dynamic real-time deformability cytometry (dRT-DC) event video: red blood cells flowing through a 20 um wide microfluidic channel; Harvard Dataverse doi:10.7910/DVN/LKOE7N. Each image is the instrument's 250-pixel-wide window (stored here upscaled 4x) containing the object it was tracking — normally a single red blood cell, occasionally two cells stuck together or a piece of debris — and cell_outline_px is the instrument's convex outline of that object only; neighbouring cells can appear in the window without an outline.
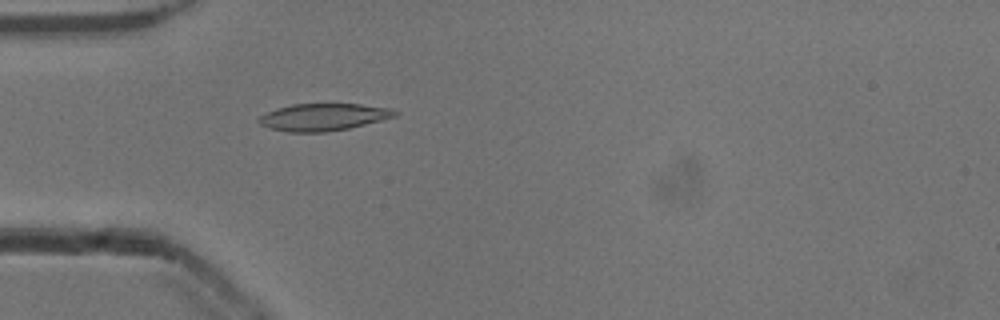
{"species": "common noctule bat (a hibernating species)", "species_latin": "Nyctalus noctula", "temperature_condition": "cold", "stored_images_in_passage": 40, "camera_frame_rate_fps": 3000, "um_per_image_px": 0.085, "animal": {"sex": "male", "body_mass_g": 13.3}, "frame": {"image": 1, "passage_image": 3, "time_ms": 0.667, "image_size_px": [1000, 320], "cell_outline_px": [[400, 112], [396, 116], [348, 128], [324, 132], [288, 132], [268, 128], [260, 124], [256, 120], [260, 116], [276, 108], [292, 104], [360, 104], [392, 108]], "centroid_in_image_um": [27.47, 9.94], "position_along_channel_um": 57.5, "area_um2": 21.5}}
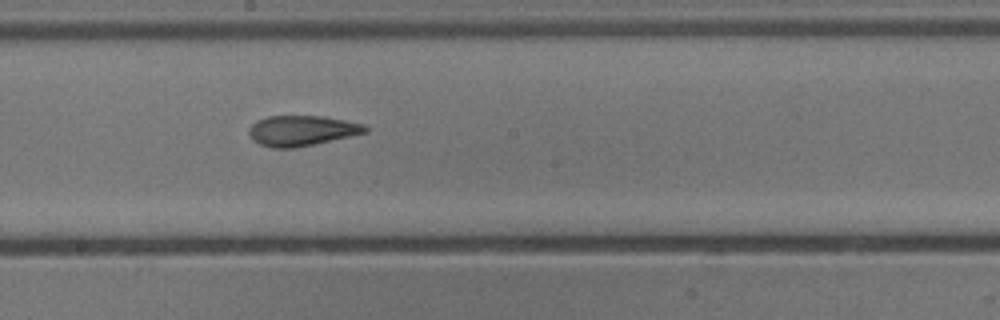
{"frame": {"image": 2, "passage_image": 16, "time_ms": 5.0, "image_size_px": [1000, 320], "cell_outline_px": [[368, 132], [312, 144], [292, 148], [272, 148], [260, 144], [252, 140], [248, 132], [248, 128], [256, 120], [268, 116], [324, 116], [364, 124], [368, 128]], "centroid_in_image_um": [25.61, 11.09], "position_along_channel_um": 222.6, "area_um2": 20.46}}
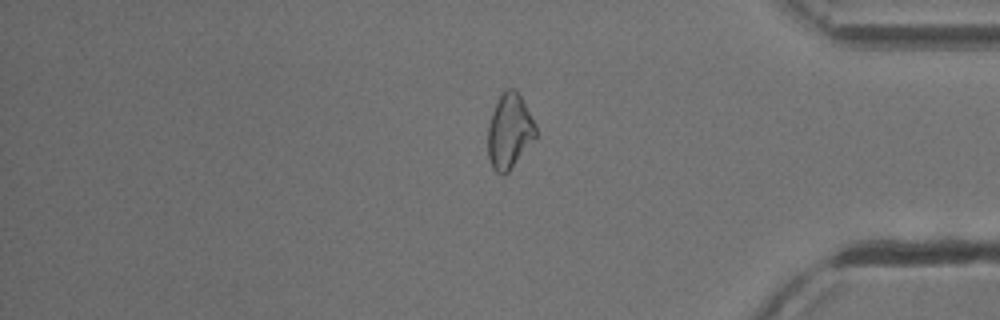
{"frame": {"image": 3, "passage_image": 31, "time_ms": 10.0, "image_size_px": [1000, 320], "cell_outline_px": [[536, 136], [508, 172], [504, 176], [500, 176], [492, 168], [488, 156], [488, 124], [492, 112], [504, 88], [516, 88], [536, 124]], "centroid_in_image_um": [43.29, 11.15], "position_along_channel_um": 391.9, "area_um2": 20.87}, "authors_computed_cell_mechanics": {"area_um2": 20.8947, "velocity_mm_per_s": 3.8937, "shape_relaxation_time_tau1_ms": 6.4309, "shape_relaxation_time_tau2_ms": 3.8973, "deformation_change_tau1": 0.1473, "deformation_change_tau2": 0.0765}}